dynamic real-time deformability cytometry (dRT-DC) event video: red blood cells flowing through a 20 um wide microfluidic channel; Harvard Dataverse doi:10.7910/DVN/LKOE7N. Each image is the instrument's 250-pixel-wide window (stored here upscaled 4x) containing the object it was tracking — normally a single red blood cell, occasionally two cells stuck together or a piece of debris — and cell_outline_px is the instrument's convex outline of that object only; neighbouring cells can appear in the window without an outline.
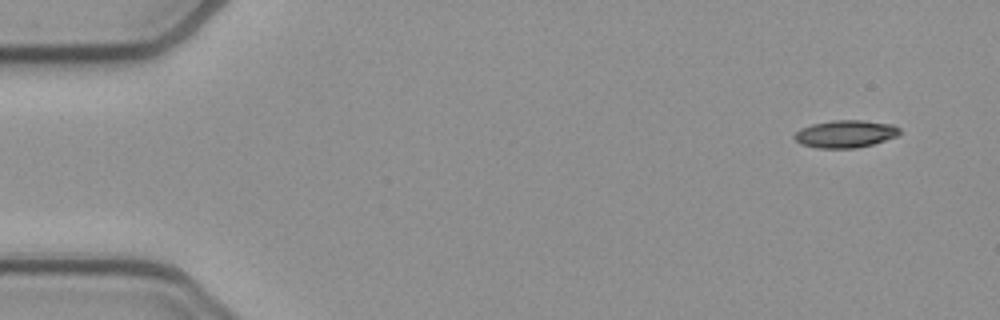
{"species": "common noctule bat (a hibernating species)", "species_latin": "Nyctalus noctula", "temperature_condition": "cold", "stored_images_in_passage": 50, "camera_frame_rate_fps": 3000, "um_per_image_px": 0.085, "animal": {"sex": "female", "body_mass_g": 21.9}, "frame": {"image": 1, "passage_image": 1, "time_ms": 0.0, "image_size_px": [1000, 320], "cell_outline_px": [[900, 136], [872, 144], [856, 148], [816, 148], [800, 144], [792, 136], [800, 128], [812, 124], [832, 120], [860, 120], [892, 124], [900, 128]], "centroid_in_image_um": [71.86, 11.38], "position_along_channel_um": 13.1, "area_um2": 16.99}}
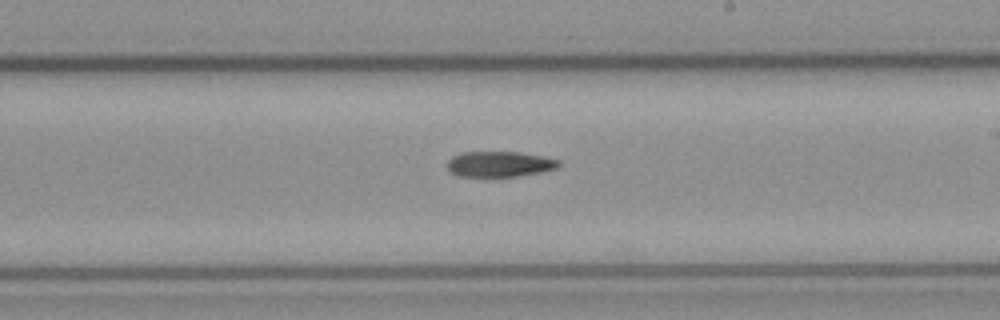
{"frame": {"image": 2, "passage_image": 28, "time_ms": 9.0, "image_size_px": [1000, 320], "cell_outline_px": [[560, 164], [556, 168], [540, 172], [516, 176], [456, 176], [448, 172], [448, 160], [452, 156], [464, 152], [520, 152], [544, 156], [560, 160]], "centroid_in_image_um": [42.44, 13.94], "position_along_channel_um": 246.6, "area_um2": 16.59}}
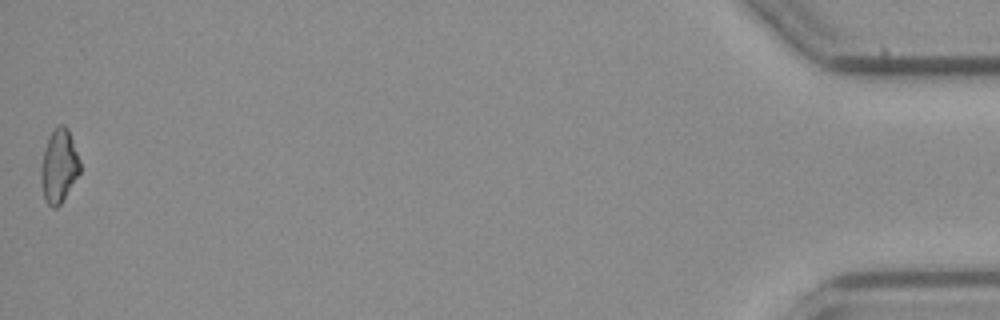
{"frame": {"image": 3, "passage_image": 50, "time_ms": 16.333, "image_size_px": [1000, 320], "cell_outline_px": [[80, 172], [60, 204], [56, 208], [52, 208], [44, 200], [40, 176], [40, 168], [44, 148], [56, 124], [64, 124], [68, 128], [80, 160]], "centroid_in_image_um": [5.0, 14.1], "position_along_channel_um": 430.2, "area_um2": 16.7}}